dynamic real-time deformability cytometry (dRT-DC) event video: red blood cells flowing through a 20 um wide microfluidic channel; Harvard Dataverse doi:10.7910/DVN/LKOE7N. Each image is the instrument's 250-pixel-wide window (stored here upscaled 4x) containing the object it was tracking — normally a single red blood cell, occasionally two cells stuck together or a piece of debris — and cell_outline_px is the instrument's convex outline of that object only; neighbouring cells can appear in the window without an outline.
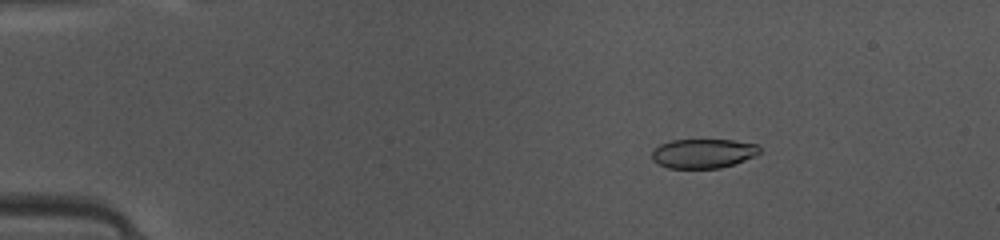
{"species": "common noctule bat (a hibernating species)", "species_latin": "Nyctalus noctula", "temperature_condition": "warm", "stored_images_in_passage": 48, "camera_frame_rate_fps": 3000, "um_per_image_px": 0.085, "animal": {"sex": "female", "body_mass_g": 10.0, "forearm_length_mm": 53.1}, "frame": {"image": 1, "passage_image": 8, "time_ms": 2.333, "image_size_px": [1000, 240], "cell_outline_px": [[760, 152], [756, 156], [720, 168], [668, 168], [656, 164], [652, 160], [652, 152], [660, 144], [672, 140], [732, 140], [756, 144], [760, 148]], "centroid_in_image_um": [59.75, 13.05], "position_along_channel_um": 25.3, "area_um2": 18.38}}
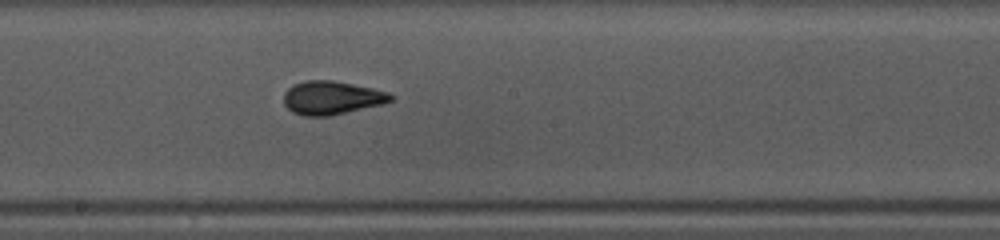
{"frame": {"image": 2, "passage_image": 27, "time_ms": 8.667, "image_size_px": [1000, 240], "cell_outline_px": [[396, 96], [392, 100], [384, 104], [332, 116], [304, 116], [292, 112], [284, 104], [284, 92], [292, 84], [304, 80], [332, 80], [372, 88], [388, 92]], "centroid_in_image_um": [28.2, 8.32], "position_along_channel_um": 220.0, "area_um2": 21.15}}
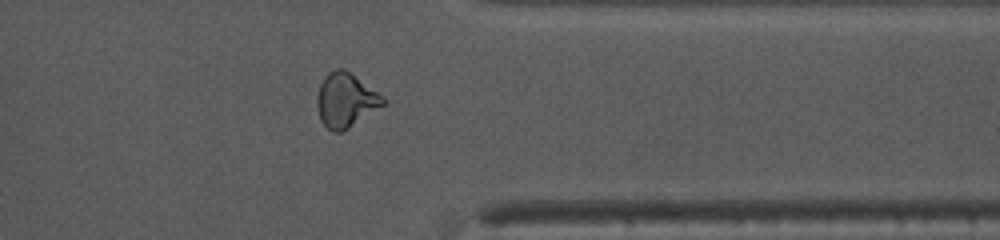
{"frame": {"image": 3, "passage_image": 39, "time_ms": 12.667, "image_size_px": [1000, 240], "cell_outline_px": [[388, 100], [384, 104], [348, 128], [340, 132], [332, 132], [320, 120], [316, 104], [316, 96], [320, 84], [324, 76], [328, 72], [336, 68], [344, 68], [384, 96]], "centroid_in_image_um": [29.36, 8.49], "position_along_channel_um": 382.0, "area_um2": 20.87}, "authors_computed_cell_mechanics": {"area_um2": 20.23, "velocity_mm_per_s": 4.1649, "shape_relaxation_time_tau1_ms": 3.3421, "shape_relaxation_time_tau2_ms": 1.0905, "deformation_change_tau1": 0.1422, "deformation_change_tau2": 0.0526}}